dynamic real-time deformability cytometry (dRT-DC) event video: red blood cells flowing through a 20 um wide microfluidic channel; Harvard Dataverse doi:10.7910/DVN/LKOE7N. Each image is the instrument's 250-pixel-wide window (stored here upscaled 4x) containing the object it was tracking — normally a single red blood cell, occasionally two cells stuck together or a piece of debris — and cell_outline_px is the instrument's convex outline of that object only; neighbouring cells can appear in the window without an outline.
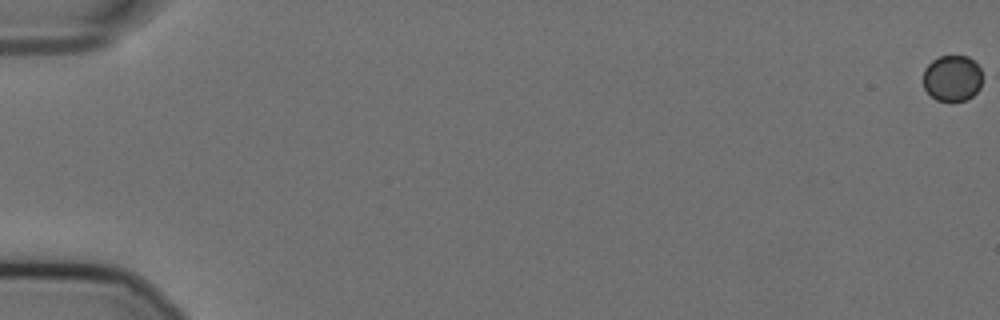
{"species": "Egyptian fruit bat (a non-hibernating species)", "species_latin": "Rousettus aegyptiacus", "temperature_condition": "cold", "stored_images_in_passage": 10, "camera_frame_rate_fps": 3000, "um_per_image_px": 0.085, "animal": {"sex": "female"}, "frame": {"image": 1, "passage_image": 1, "time_ms": 0.0, "image_size_px": [1000, 320], "cell_outline_px": [[980, 88], [972, 96], [964, 100], [952, 104], [936, 100], [924, 88], [924, 68], [932, 60], [940, 56], [968, 56], [980, 68]], "centroid_in_image_um": [80.92, 6.68], "position_along_channel_um": 4.1, "area_um2": 16.01}}